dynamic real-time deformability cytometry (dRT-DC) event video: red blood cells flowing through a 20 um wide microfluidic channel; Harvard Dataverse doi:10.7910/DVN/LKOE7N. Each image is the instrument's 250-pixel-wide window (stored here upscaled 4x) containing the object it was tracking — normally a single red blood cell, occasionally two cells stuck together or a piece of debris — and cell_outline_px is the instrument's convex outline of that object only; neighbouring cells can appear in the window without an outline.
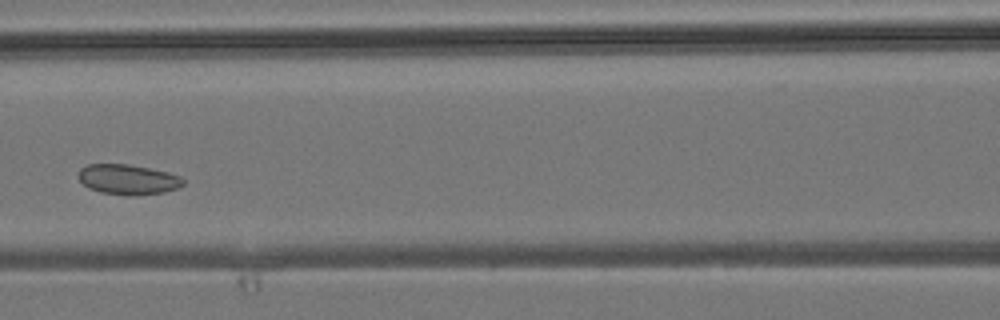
{"species": "common noctule bat (a hibernating species)", "species_latin": "Nyctalus noctula", "temperature_condition": "room temperature", "stored_images_in_passage": 5, "camera_frame_rate_fps": 3000, "um_per_image_px": 0.085, "animal": {"sex": "male", "body_mass_g": 19.2, "forearm_length_mm": 51.8}, "frame": {"image": 1, "passage_image": 5, "time_ms": 4.333, "image_size_px": [1000, 320], "cell_outline_px": [[184, 184], [180, 188], [164, 192], [136, 196], [132, 196], [100, 192], [88, 188], [76, 176], [80, 168], [88, 164], [128, 164], [168, 172], [180, 176], [184, 180]], "centroid_in_image_um": [10.88, 15.26], "position_along_channel_um": 155.7, "area_um2": 18.61}}